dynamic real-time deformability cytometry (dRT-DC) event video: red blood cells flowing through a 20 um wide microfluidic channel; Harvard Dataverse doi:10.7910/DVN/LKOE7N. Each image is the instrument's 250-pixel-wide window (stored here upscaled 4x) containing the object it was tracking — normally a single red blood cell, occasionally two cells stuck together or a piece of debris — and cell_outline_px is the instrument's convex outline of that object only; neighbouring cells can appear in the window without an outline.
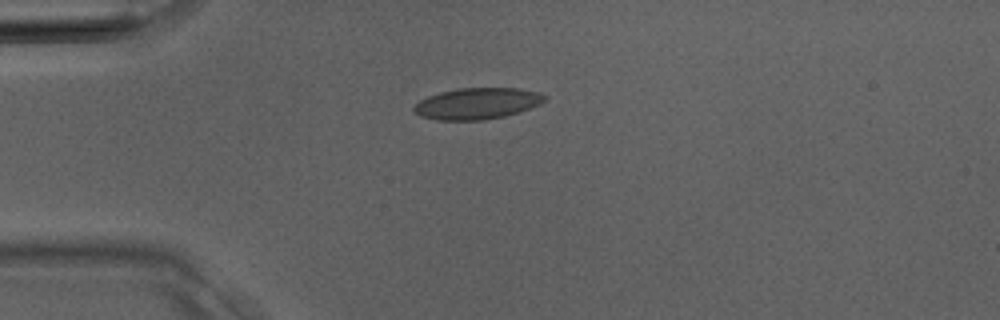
{"species": "Egyptian fruit bat (a non-hibernating species)", "species_latin": "Rousettus aegyptiacus", "temperature_condition": "room temperature", "stored_images_in_passage": 28, "camera_frame_rate_fps": 3000, "um_per_image_px": 0.085, "animal": {"sex": "male"}, "frame": {"image": 1, "passage_image": 1, "time_ms": 0.0, "image_size_px": [1000, 320], "cell_outline_px": [[548, 96], [540, 104], [520, 112], [504, 116], [484, 120], [436, 120], [420, 116], [412, 108], [420, 100], [428, 96], [440, 92], [456, 88], [520, 88], [540, 92]], "centroid_in_image_um": [40.58, 8.79], "position_along_channel_um": 44.4, "area_um2": 23.99}}
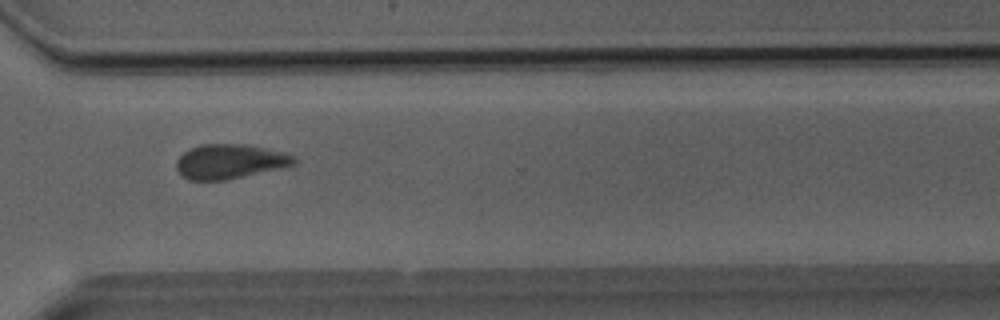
{"frame": {"image": 2, "passage_image": 19, "time_ms": 6.0, "image_size_px": [1000, 320], "cell_outline_px": [[300, 160], [296, 164], [280, 168], [228, 180], [188, 180], [180, 176], [176, 168], [176, 160], [184, 152], [200, 144], [244, 144], [284, 152], [296, 156]], "centroid_in_image_um": [19.55, 13.73], "position_along_channel_um": 351.1, "area_um2": 23.93}}
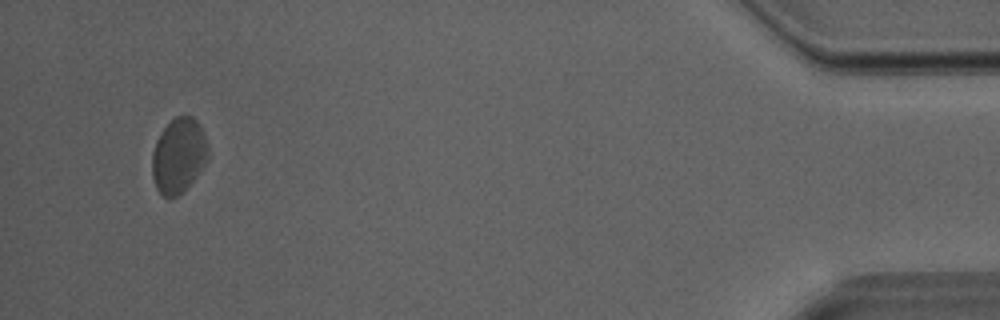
{"frame": {"image": 3, "passage_image": 27, "time_ms": 8.667, "image_size_px": [1000, 320], "cell_outline_px": [[208, 160], [192, 180], [176, 196], [164, 196], [156, 188], [152, 176], [152, 152], [156, 140], [160, 132], [176, 116], [192, 116], [200, 124], [208, 148]], "centroid_in_image_um": [15.17, 13.19], "position_along_channel_um": 420.0, "area_um2": 24.04}}